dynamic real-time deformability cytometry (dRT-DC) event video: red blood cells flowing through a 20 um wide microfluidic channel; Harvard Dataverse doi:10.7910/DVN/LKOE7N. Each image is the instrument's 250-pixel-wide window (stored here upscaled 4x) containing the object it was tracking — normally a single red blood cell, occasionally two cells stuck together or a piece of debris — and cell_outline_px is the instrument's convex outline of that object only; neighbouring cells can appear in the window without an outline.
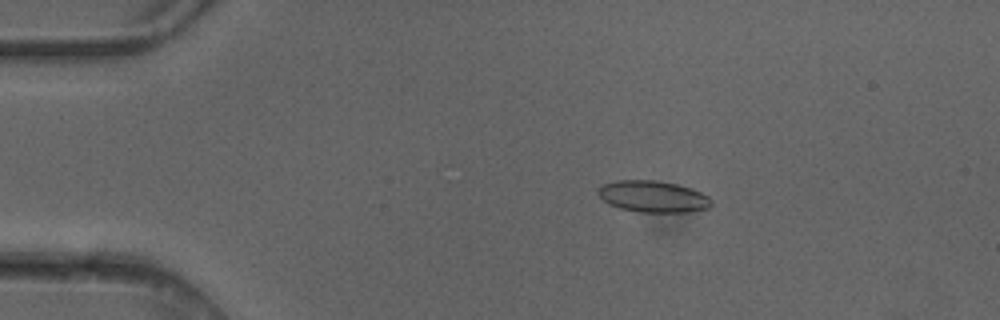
{"species": "common noctule bat (a hibernating species)", "species_latin": "Nyctalus noctula", "temperature_condition": "cold", "stored_images_in_passage": 5, "camera_frame_rate_fps": 3000, "um_per_image_px": 0.085, "animal": {"sex": "female"}, "frame": {"image": 1, "passage_image": 3, "time_ms": 0.667, "image_size_px": [1000, 320], "cell_outline_px": [[712, 204], [708, 208], [688, 212], [640, 212], [620, 208], [608, 204], [596, 192], [596, 188], [604, 184], [616, 180], [656, 180], [676, 184], [700, 192], [708, 196], [712, 200]], "centroid_in_image_um": [55.48, 16.7], "position_along_channel_um": 29.5, "area_um2": 20.81}}
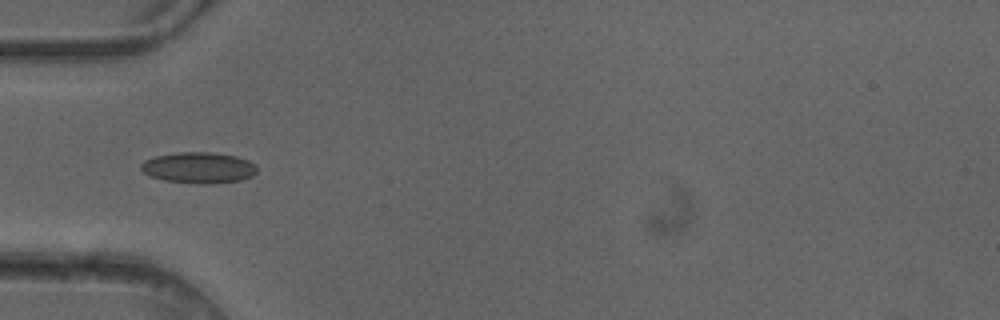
{"frame": {"image": 2, "passage_image": 5, "time_ms": 1.333, "image_size_px": [1000, 320], "cell_outline_px": [[256, 172], [252, 176], [240, 180], [212, 184], [196, 184], [164, 180], [148, 176], [140, 168], [140, 164], [144, 160], [156, 156], [180, 152], [212, 152], [236, 156], [248, 160], [256, 164]], "centroid_in_image_um": [16.88, 14.26], "position_along_channel_um": 68.1, "area_um2": 21.15}}